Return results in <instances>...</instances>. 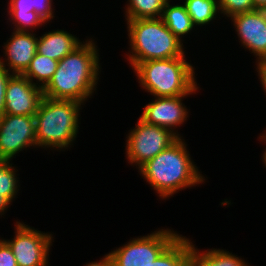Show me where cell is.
<instances>
[{
    "instance_id": "1",
    "label": "cell",
    "mask_w": 266,
    "mask_h": 266,
    "mask_svg": "<svg viewBox=\"0 0 266 266\" xmlns=\"http://www.w3.org/2000/svg\"><path fill=\"white\" fill-rule=\"evenodd\" d=\"M92 40L81 43L58 61L52 79L42 89L43 96L55 100L81 103L90 97L97 85L99 57Z\"/></svg>"
},
{
    "instance_id": "2",
    "label": "cell",
    "mask_w": 266,
    "mask_h": 266,
    "mask_svg": "<svg viewBox=\"0 0 266 266\" xmlns=\"http://www.w3.org/2000/svg\"><path fill=\"white\" fill-rule=\"evenodd\" d=\"M139 171L162 199L205 180L193 164L181 136L141 165Z\"/></svg>"
},
{
    "instance_id": "3",
    "label": "cell",
    "mask_w": 266,
    "mask_h": 266,
    "mask_svg": "<svg viewBox=\"0 0 266 266\" xmlns=\"http://www.w3.org/2000/svg\"><path fill=\"white\" fill-rule=\"evenodd\" d=\"M133 69L142 87L155 97L190 95L199 88L185 57L139 62Z\"/></svg>"
},
{
    "instance_id": "4",
    "label": "cell",
    "mask_w": 266,
    "mask_h": 266,
    "mask_svg": "<svg viewBox=\"0 0 266 266\" xmlns=\"http://www.w3.org/2000/svg\"><path fill=\"white\" fill-rule=\"evenodd\" d=\"M81 102L42 97L34 115L36 146L63 149L71 145L78 132Z\"/></svg>"
},
{
    "instance_id": "5",
    "label": "cell",
    "mask_w": 266,
    "mask_h": 266,
    "mask_svg": "<svg viewBox=\"0 0 266 266\" xmlns=\"http://www.w3.org/2000/svg\"><path fill=\"white\" fill-rule=\"evenodd\" d=\"M132 54L128 60L133 68L137 63L185 57L182 40L165 25L162 18L127 20Z\"/></svg>"
},
{
    "instance_id": "6",
    "label": "cell",
    "mask_w": 266,
    "mask_h": 266,
    "mask_svg": "<svg viewBox=\"0 0 266 266\" xmlns=\"http://www.w3.org/2000/svg\"><path fill=\"white\" fill-rule=\"evenodd\" d=\"M128 135L127 159L131 164L138 165V168L179 138L177 132H172L165 127L148 124L140 118L136 127Z\"/></svg>"
},
{
    "instance_id": "7",
    "label": "cell",
    "mask_w": 266,
    "mask_h": 266,
    "mask_svg": "<svg viewBox=\"0 0 266 266\" xmlns=\"http://www.w3.org/2000/svg\"><path fill=\"white\" fill-rule=\"evenodd\" d=\"M179 235L171 230H159L135 238L109 253L114 266H149Z\"/></svg>"
},
{
    "instance_id": "8",
    "label": "cell",
    "mask_w": 266,
    "mask_h": 266,
    "mask_svg": "<svg viewBox=\"0 0 266 266\" xmlns=\"http://www.w3.org/2000/svg\"><path fill=\"white\" fill-rule=\"evenodd\" d=\"M13 240H4L15 256L17 266H47L51 234L41 233L26 224L16 222Z\"/></svg>"
},
{
    "instance_id": "9",
    "label": "cell",
    "mask_w": 266,
    "mask_h": 266,
    "mask_svg": "<svg viewBox=\"0 0 266 266\" xmlns=\"http://www.w3.org/2000/svg\"><path fill=\"white\" fill-rule=\"evenodd\" d=\"M36 147L34 116L4 114L0 118V159L11 160L27 147Z\"/></svg>"
},
{
    "instance_id": "10",
    "label": "cell",
    "mask_w": 266,
    "mask_h": 266,
    "mask_svg": "<svg viewBox=\"0 0 266 266\" xmlns=\"http://www.w3.org/2000/svg\"><path fill=\"white\" fill-rule=\"evenodd\" d=\"M38 83L20 74H13L7 83L4 114L34 116L43 97Z\"/></svg>"
},
{
    "instance_id": "11",
    "label": "cell",
    "mask_w": 266,
    "mask_h": 266,
    "mask_svg": "<svg viewBox=\"0 0 266 266\" xmlns=\"http://www.w3.org/2000/svg\"><path fill=\"white\" fill-rule=\"evenodd\" d=\"M230 18L243 46L258 56L257 61L266 58V10L256 9Z\"/></svg>"
},
{
    "instance_id": "12",
    "label": "cell",
    "mask_w": 266,
    "mask_h": 266,
    "mask_svg": "<svg viewBox=\"0 0 266 266\" xmlns=\"http://www.w3.org/2000/svg\"><path fill=\"white\" fill-rule=\"evenodd\" d=\"M186 96L156 97L155 101L144 106L140 119L148 124L165 127L174 132L173 127L175 128L187 120L188 111L182 103V98Z\"/></svg>"
},
{
    "instance_id": "13",
    "label": "cell",
    "mask_w": 266,
    "mask_h": 266,
    "mask_svg": "<svg viewBox=\"0 0 266 266\" xmlns=\"http://www.w3.org/2000/svg\"><path fill=\"white\" fill-rule=\"evenodd\" d=\"M25 31H14L10 40L4 45L5 56L9 68L7 69L12 74L22 75L28 68L34 55L37 53L38 38L36 34Z\"/></svg>"
},
{
    "instance_id": "14",
    "label": "cell",
    "mask_w": 266,
    "mask_h": 266,
    "mask_svg": "<svg viewBox=\"0 0 266 266\" xmlns=\"http://www.w3.org/2000/svg\"><path fill=\"white\" fill-rule=\"evenodd\" d=\"M81 43L74 35L67 33V31L55 30L39 37L37 52L60 61Z\"/></svg>"
},
{
    "instance_id": "15",
    "label": "cell",
    "mask_w": 266,
    "mask_h": 266,
    "mask_svg": "<svg viewBox=\"0 0 266 266\" xmlns=\"http://www.w3.org/2000/svg\"><path fill=\"white\" fill-rule=\"evenodd\" d=\"M193 245L179 235L149 266H192Z\"/></svg>"
},
{
    "instance_id": "16",
    "label": "cell",
    "mask_w": 266,
    "mask_h": 266,
    "mask_svg": "<svg viewBox=\"0 0 266 266\" xmlns=\"http://www.w3.org/2000/svg\"><path fill=\"white\" fill-rule=\"evenodd\" d=\"M9 15L16 31H29V29L36 26H40L45 22L42 18L34 11L31 0H10L9 2ZM27 27L29 28L27 30Z\"/></svg>"
},
{
    "instance_id": "17",
    "label": "cell",
    "mask_w": 266,
    "mask_h": 266,
    "mask_svg": "<svg viewBox=\"0 0 266 266\" xmlns=\"http://www.w3.org/2000/svg\"><path fill=\"white\" fill-rule=\"evenodd\" d=\"M169 2V0L166 2L161 18L167 28L181 40V37L188 34L195 26L184 4L172 6Z\"/></svg>"
},
{
    "instance_id": "18",
    "label": "cell",
    "mask_w": 266,
    "mask_h": 266,
    "mask_svg": "<svg viewBox=\"0 0 266 266\" xmlns=\"http://www.w3.org/2000/svg\"><path fill=\"white\" fill-rule=\"evenodd\" d=\"M192 266H248L244 260L224 250H207L199 253L194 247L192 250Z\"/></svg>"
},
{
    "instance_id": "19",
    "label": "cell",
    "mask_w": 266,
    "mask_h": 266,
    "mask_svg": "<svg viewBox=\"0 0 266 266\" xmlns=\"http://www.w3.org/2000/svg\"><path fill=\"white\" fill-rule=\"evenodd\" d=\"M57 65V60L46 57L37 52L22 75L28 78L32 83H34L33 78L37 79L38 82H41L39 83L41 84L39 86L43 89L52 79L53 74L57 69Z\"/></svg>"
},
{
    "instance_id": "20",
    "label": "cell",
    "mask_w": 266,
    "mask_h": 266,
    "mask_svg": "<svg viewBox=\"0 0 266 266\" xmlns=\"http://www.w3.org/2000/svg\"><path fill=\"white\" fill-rule=\"evenodd\" d=\"M183 4L195 26L209 24L220 11L218 0H185Z\"/></svg>"
},
{
    "instance_id": "21",
    "label": "cell",
    "mask_w": 266,
    "mask_h": 266,
    "mask_svg": "<svg viewBox=\"0 0 266 266\" xmlns=\"http://www.w3.org/2000/svg\"><path fill=\"white\" fill-rule=\"evenodd\" d=\"M126 20L149 19L162 17L163 9L168 0H128Z\"/></svg>"
},
{
    "instance_id": "22",
    "label": "cell",
    "mask_w": 266,
    "mask_h": 266,
    "mask_svg": "<svg viewBox=\"0 0 266 266\" xmlns=\"http://www.w3.org/2000/svg\"><path fill=\"white\" fill-rule=\"evenodd\" d=\"M11 160L0 159V194L4 195L10 202L18 192V181L16 170L10 164Z\"/></svg>"
},
{
    "instance_id": "23",
    "label": "cell",
    "mask_w": 266,
    "mask_h": 266,
    "mask_svg": "<svg viewBox=\"0 0 266 266\" xmlns=\"http://www.w3.org/2000/svg\"><path fill=\"white\" fill-rule=\"evenodd\" d=\"M218 5L221 13L227 17L256 10L252 0H218Z\"/></svg>"
},
{
    "instance_id": "24",
    "label": "cell",
    "mask_w": 266,
    "mask_h": 266,
    "mask_svg": "<svg viewBox=\"0 0 266 266\" xmlns=\"http://www.w3.org/2000/svg\"><path fill=\"white\" fill-rule=\"evenodd\" d=\"M13 74L7 70L4 61L0 58V118L5 112V92L9 78Z\"/></svg>"
},
{
    "instance_id": "25",
    "label": "cell",
    "mask_w": 266,
    "mask_h": 266,
    "mask_svg": "<svg viewBox=\"0 0 266 266\" xmlns=\"http://www.w3.org/2000/svg\"><path fill=\"white\" fill-rule=\"evenodd\" d=\"M34 11L46 23L54 17L52 12V0H31Z\"/></svg>"
},
{
    "instance_id": "26",
    "label": "cell",
    "mask_w": 266,
    "mask_h": 266,
    "mask_svg": "<svg viewBox=\"0 0 266 266\" xmlns=\"http://www.w3.org/2000/svg\"><path fill=\"white\" fill-rule=\"evenodd\" d=\"M0 266H17L15 256L4 240H0Z\"/></svg>"
},
{
    "instance_id": "27",
    "label": "cell",
    "mask_w": 266,
    "mask_h": 266,
    "mask_svg": "<svg viewBox=\"0 0 266 266\" xmlns=\"http://www.w3.org/2000/svg\"><path fill=\"white\" fill-rule=\"evenodd\" d=\"M258 74L260 77V81L263 85L264 91L266 92V58L261 59L257 63Z\"/></svg>"
},
{
    "instance_id": "28",
    "label": "cell",
    "mask_w": 266,
    "mask_h": 266,
    "mask_svg": "<svg viewBox=\"0 0 266 266\" xmlns=\"http://www.w3.org/2000/svg\"><path fill=\"white\" fill-rule=\"evenodd\" d=\"M86 266H114L112 258L109 254L105 255L99 262H91L86 264Z\"/></svg>"
},
{
    "instance_id": "29",
    "label": "cell",
    "mask_w": 266,
    "mask_h": 266,
    "mask_svg": "<svg viewBox=\"0 0 266 266\" xmlns=\"http://www.w3.org/2000/svg\"><path fill=\"white\" fill-rule=\"evenodd\" d=\"M11 202L2 194H0V214H3L7 210ZM3 212V213H2Z\"/></svg>"
},
{
    "instance_id": "30",
    "label": "cell",
    "mask_w": 266,
    "mask_h": 266,
    "mask_svg": "<svg viewBox=\"0 0 266 266\" xmlns=\"http://www.w3.org/2000/svg\"><path fill=\"white\" fill-rule=\"evenodd\" d=\"M255 9L266 10V0H252Z\"/></svg>"
},
{
    "instance_id": "31",
    "label": "cell",
    "mask_w": 266,
    "mask_h": 266,
    "mask_svg": "<svg viewBox=\"0 0 266 266\" xmlns=\"http://www.w3.org/2000/svg\"><path fill=\"white\" fill-rule=\"evenodd\" d=\"M262 139H264V140H266V134H264V135H262V136H260ZM263 161H264V163H265V166H266V151L264 152V155H263Z\"/></svg>"
}]
</instances>
